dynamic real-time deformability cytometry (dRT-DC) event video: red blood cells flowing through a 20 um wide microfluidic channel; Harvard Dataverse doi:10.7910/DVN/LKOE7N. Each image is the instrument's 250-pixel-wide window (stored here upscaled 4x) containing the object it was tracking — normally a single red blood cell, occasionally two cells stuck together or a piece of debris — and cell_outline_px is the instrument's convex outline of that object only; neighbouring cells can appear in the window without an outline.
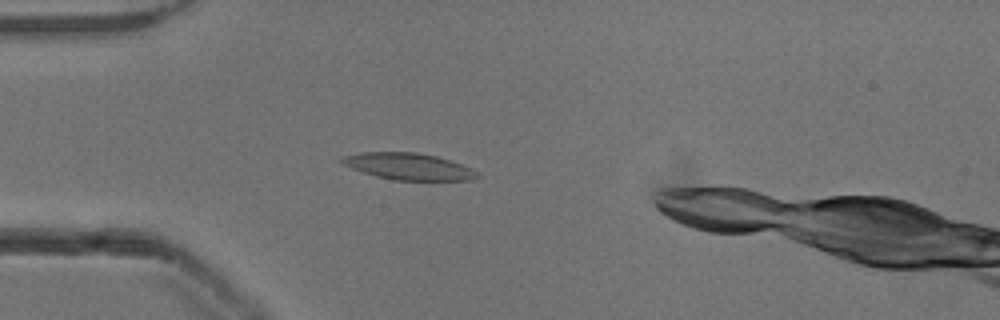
{"species": "common noctule bat (a hibernating species)", "species_latin": "Nyctalus noctula", "temperature_condition": "cold", "stored_images_in_passage": 51, "camera_frame_rate_fps": 3000, "um_per_image_px": 0.085, "animal": {"sex": "male", "body_mass_g": 13.3}, "frame": {"image": 1, "passage_image": 12, "time_ms": 3.667, "image_size_px": [1000, 320], "cell_outline_px": [[480, 176], [472, 180], [396, 180], [376, 176], [352, 168], [336, 160], [340, 156], [360, 152], [416, 152], [436, 156], [460, 164], [480, 172]], "centroid_in_image_um": [34.69, 14.14], "position_along_channel_um": 50.3, "area_um2": 21.04}}
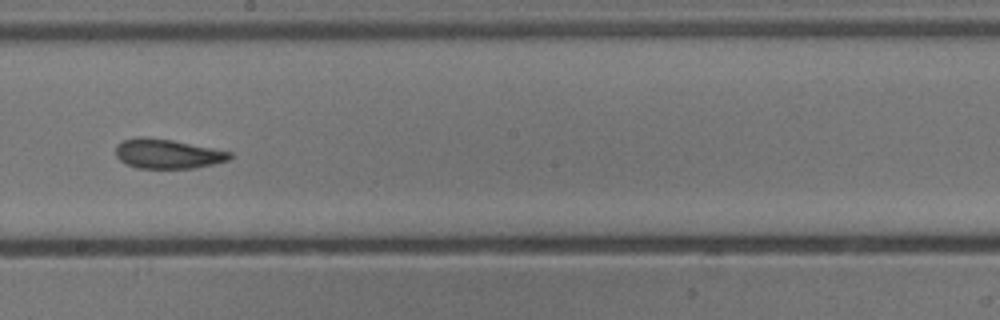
{"frame": {"image": 2, "passage_image": 27, "time_ms": 8.667, "image_size_px": [1000, 320], "cell_outline_px": [[232, 156], [228, 160], [212, 164], [192, 168], [136, 168], [124, 164], [116, 156], [116, 144], [124, 140], [136, 136], [144, 136], [172, 140], [232, 152]], "centroid_in_image_um": [14.18, 13.07], "position_along_channel_um": 234.0, "area_um2": 19.65}}
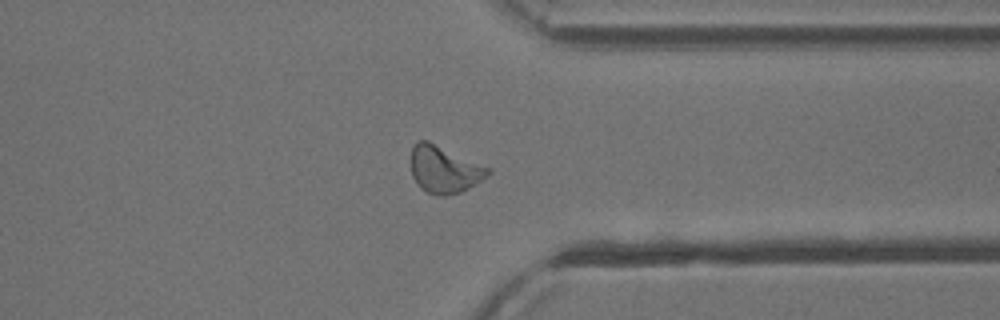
{"frame": {"image": 3, "passage_image": 38, "time_ms": 12.333, "image_size_px": [1000, 320], "cell_outline_px": [[492, 172], [468, 188], [460, 192], [448, 196], [436, 196], [420, 188], [416, 184], [412, 176], [408, 160], [412, 148], [420, 140], [428, 140], [492, 168]], "centroid_in_image_um": [37.72, 14.4], "position_along_channel_um": 373.7, "area_um2": 21.56}, "authors_computed_cell_mechanics": {"area_um2": 20.5768, "velocity_mm_per_s": 3.8922, "shape_relaxation_time_tau1_ms": 10.3654, "shape_relaxation_time_tau2_ms": 2.1655, "deformation_change_tau1": 0.1862, "deformation_change_tau2": 0.0965}}